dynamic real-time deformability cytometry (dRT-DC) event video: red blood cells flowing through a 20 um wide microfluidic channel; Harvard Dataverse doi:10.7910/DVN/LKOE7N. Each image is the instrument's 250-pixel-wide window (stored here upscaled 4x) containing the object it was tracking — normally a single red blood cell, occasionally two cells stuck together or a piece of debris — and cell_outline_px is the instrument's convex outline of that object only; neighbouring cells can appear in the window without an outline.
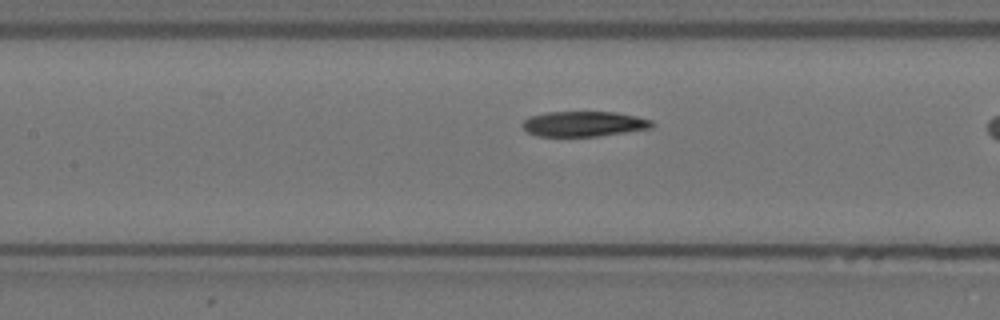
{"species": "Egyptian fruit bat (a non-hibernating species)", "species_latin": "Rousettus aegyptiacus", "temperature_condition": "warm", "stored_images_in_passage": 27, "camera_frame_rate_fps": 3000, "um_per_image_px": 0.085, "animal": {"sex": "female"}, "frame": {"image": 1, "passage_image": 22, "time_ms": 7.0, "image_size_px": [1000, 320], "cell_outline_px": [[656, 124], [652, 128], [600, 136], [540, 136], [528, 132], [520, 124], [528, 116], [548, 112], [616, 112], [636, 116], [652, 120]], "centroid_in_image_um": [49.65, 10.52], "position_along_channel_um": 157.8, "area_um2": 19.13}}
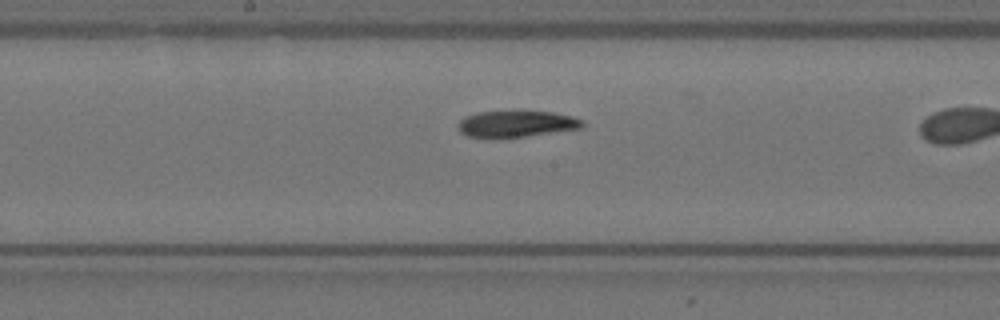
{"frame": {"image": 2, "passage_image": 26, "time_ms": 8.333, "image_size_px": [1000, 320], "cell_outline_px": [[584, 128], [528, 136], [468, 136], [460, 132], [456, 124], [464, 116], [476, 112], [520, 108], [552, 112], [572, 116], [584, 120]], "centroid_in_image_um": [43.93, 10.46], "position_along_channel_um": 204.3, "area_um2": 19.88}}